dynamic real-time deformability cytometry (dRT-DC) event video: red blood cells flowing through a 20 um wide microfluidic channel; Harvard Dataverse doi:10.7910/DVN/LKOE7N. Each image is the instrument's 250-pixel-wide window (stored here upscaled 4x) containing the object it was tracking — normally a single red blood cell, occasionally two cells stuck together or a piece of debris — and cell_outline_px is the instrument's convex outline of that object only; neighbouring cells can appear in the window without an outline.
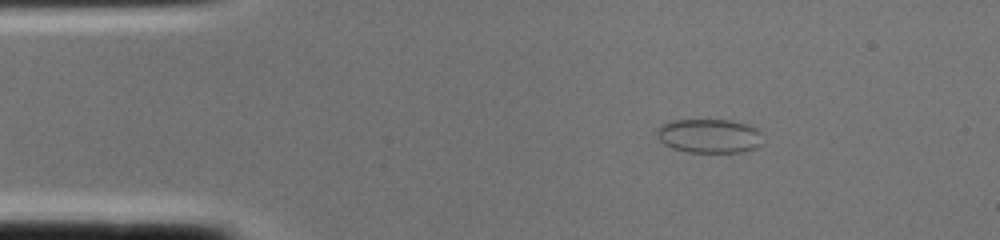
{"species": "common noctule bat (a hibernating species)", "species_latin": "Nyctalus noctula", "temperature_condition": "cold", "stored_images_in_passage": 1, "camera_frame_rate_fps": 3000, "um_per_image_px": 0.085, "animal": {"sex": "female", "body_mass_g": 22.0, "forearm_length_mm": 56.7}, "frame": {"image": 1, "passage_image": 1, "time_ms": 0.0, "image_size_px": [1000, 240], "cell_outline_px": [[760, 144], [756, 148], [744, 152], [684, 152], [672, 148], [664, 144], [656, 136], [656, 128], [660, 124], [672, 120], [732, 120], [756, 128], [760, 132]], "centroid_in_image_um": [60.22, 11.55], "position_along_channel_um": 24.8, "area_um2": 21.15}}